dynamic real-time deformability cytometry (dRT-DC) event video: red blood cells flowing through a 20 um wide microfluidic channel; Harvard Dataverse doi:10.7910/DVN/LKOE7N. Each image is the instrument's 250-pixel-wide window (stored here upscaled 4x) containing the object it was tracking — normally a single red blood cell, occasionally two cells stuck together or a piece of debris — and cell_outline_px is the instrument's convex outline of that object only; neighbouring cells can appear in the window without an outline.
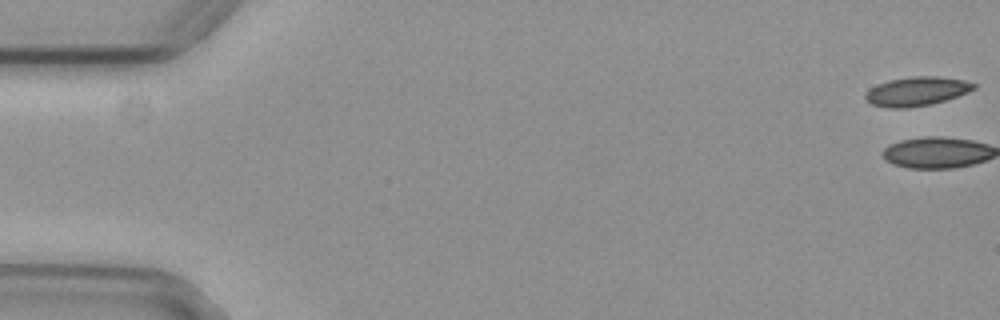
{"species": "common noctule bat (a hibernating species)", "species_latin": "Nyctalus noctula", "temperature_condition": "cold", "stored_images_in_passage": 56, "camera_frame_rate_fps": 3000, "um_per_image_px": 0.085, "animal": {"sex": "female", "body_mass_g": 29.2, "forearm_length_mm": 56.3}, "frame": {"image": 1, "passage_image": 1, "time_ms": 0.0, "image_size_px": [1000, 320], "cell_outline_px": [[976, 88], [968, 92], [932, 104], [904, 108], [888, 108], [872, 104], [864, 96], [876, 84], [888, 80], [912, 76], [936, 76], [964, 80], [976, 84]], "centroid_in_image_um": [77.92, 7.75], "position_along_channel_um": 7.1, "area_um2": 18.15}}